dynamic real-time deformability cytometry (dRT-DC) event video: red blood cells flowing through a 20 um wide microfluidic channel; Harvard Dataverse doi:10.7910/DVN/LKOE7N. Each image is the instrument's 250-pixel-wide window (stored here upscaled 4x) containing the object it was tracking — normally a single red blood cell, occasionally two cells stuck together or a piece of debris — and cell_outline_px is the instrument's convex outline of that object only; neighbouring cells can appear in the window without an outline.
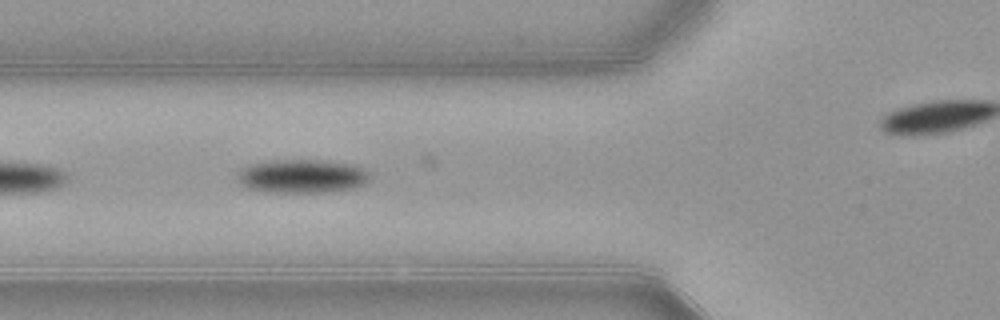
{"species": "common noctule bat (a hibernating species)", "species_latin": "Nyctalus noctula", "temperature_condition": "warm", "stored_images_in_passage": 11, "camera_frame_rate_fps": 3000, "um_per_image_px": 0.085, "animal": {"sex": "female", "body_mass_g": 21.9}, "frame": {"image": 1, "passage_image": 5, "time_ms": 1.333, "image_size_px": [1000, 320], "cell_outline_px": [[372, 176], [364, 184], [356, 188], [328, 192], [264, 192], [248, 188], [240, 184], [236, 180], [236, 172], [252, 164], [272, 160], [328, 160], [352, 164], [364, 168]], "centroid_in_image_um": [25.69, 14.98], "position_along_channel_um": 100.1, "area_um2": 26.36}}
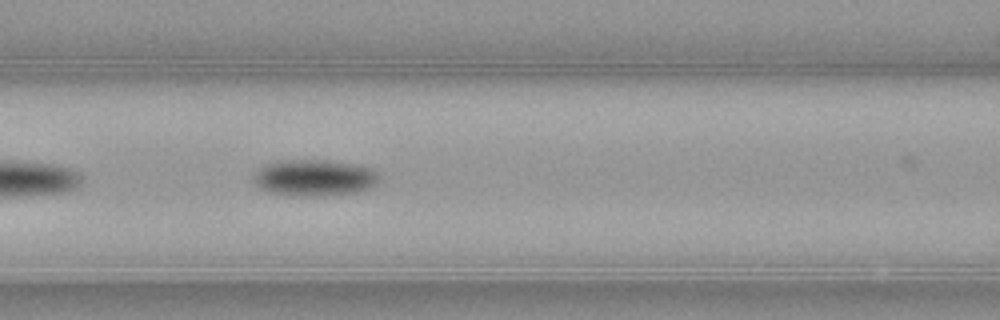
{"frame": {"image": 2, "passage_image": 8, "time_ms": 2.333, "image_size_px": [1000, 320], "cell_outline_px": [[376, 184], [368, 188], [352, 192], [324, 196], [296, 196], [272, 192], [260, 188], [252, 180], [252, 176], [260, 168], [276, 160], [328, 160], [360, 164], [376, 172]], "centroid_in_image_um": [26.68, 15.1], "position_along_channel_um": 139.9, "area_um2": 26.47}}